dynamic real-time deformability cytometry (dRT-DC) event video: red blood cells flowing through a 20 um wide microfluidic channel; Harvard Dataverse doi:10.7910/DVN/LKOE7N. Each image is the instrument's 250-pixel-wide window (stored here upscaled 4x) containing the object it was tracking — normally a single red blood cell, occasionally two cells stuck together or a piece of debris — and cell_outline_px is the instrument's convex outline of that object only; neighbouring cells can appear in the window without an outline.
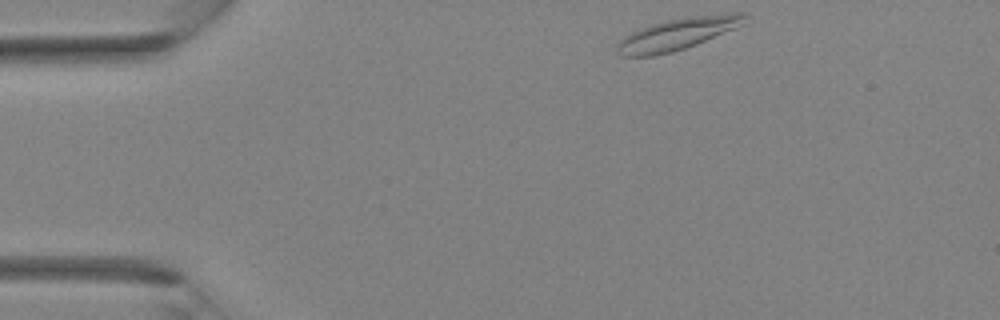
{"species": "Egyptian fruit bat (a non-hibernating species)", "species_latin": "Rousettus aegyptiacus", "temperature_condition": "room temperature", "stored_images_in_passage": 31, "camera_frame_rate_fps": 3000, "um_per_image_px": 0.085, "animal": {"sex": "female"}, "frame": {"image": 1, "passage_image": 1, "time_ms": 0.0, "image_size_px": [1000, 320], "cell_outline_px": [[748, 16], [744, 24], [736, 28], [696, 44], [672, 52], [656, 56], [620, 56], [616, 52], [616, 44], [624, 36], [640, 28], [652, 24], [668, 20], [688, 16], [732, 12], [744, 12]], "centroid_in_image_um": [57.61, 2.87], "position_along_channel_um": 27.4, "area_um2": 23.87}}
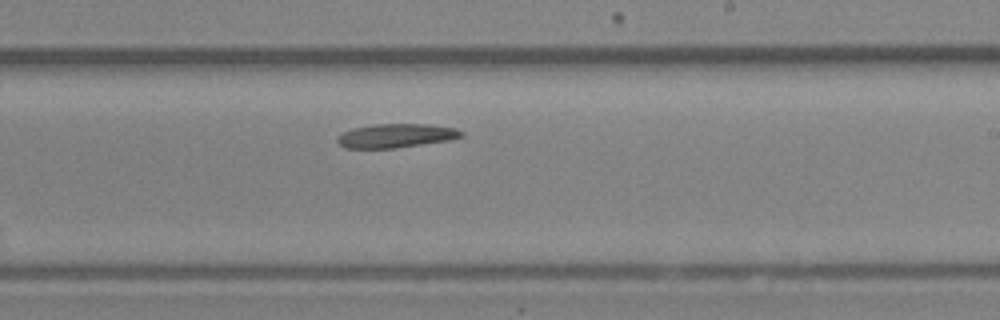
{"frame": {"image": 2, "passage_image": 17, "time_ms": 5.333, "image_size_px": [1000, 320], "cell_outline_px": [[464, 136], [448, 140], [396, 148], [344, 148], [336, 140], [344, 132], [352, 128], [372, 124], [428, 124], [456, 128], [464, 132]], "centroid_in_image_um": [33.68, 11.53], "position_along_channel_um": 255.3, "area_um2": 17.22}}
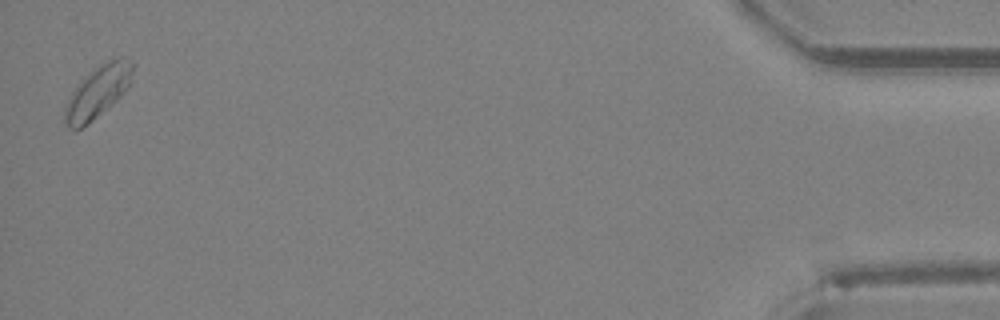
{"frame": {"image": 3, "passage_image": 31, "time_ms": 10.0, "image_size_px": [1000, 320], "cell_outline_px": [[136, 64], [132, 80], [128, 88], [112, 104], [92, 120], [76, 132], [68, 128], [64, 124], [64, 108], [72, 92], [80, 80], [88, 72], [100, 64], [116, 56], [124, 56], [132, 60]], "centroid_in_image_um": [8.34, 7.76], "position_along_channel_um": 426.9, "area_um2": 21.15}}